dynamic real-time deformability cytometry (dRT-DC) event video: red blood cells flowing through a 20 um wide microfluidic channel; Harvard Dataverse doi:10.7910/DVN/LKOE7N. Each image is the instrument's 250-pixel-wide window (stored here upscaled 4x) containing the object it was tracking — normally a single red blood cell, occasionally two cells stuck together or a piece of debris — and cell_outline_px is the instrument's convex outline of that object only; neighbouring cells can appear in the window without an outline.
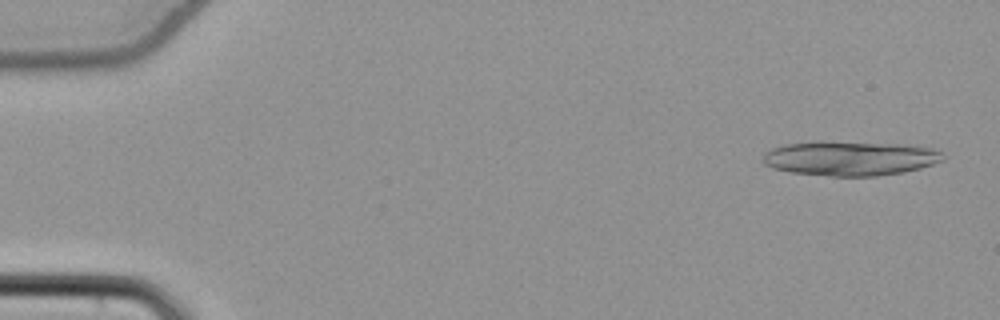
{"species": "common noctule bat (a hibernating species)", "species_latin": "Nyctalus noctula", "temperature_condition": "cold", "stored_images_in_passage": 19, "camera_frame_rate_fps": 3000, "um_per_image_px": 0.085, "animal": {"sex": "female", "body_mass_g": 22.7, "forearm_length_mm": 54.2}, "frame": {"image": 1, "passage_image": 2, "time_ms": 0.333, "image_size_px": [1000, 320], "cell_outline_px": [[944, 160], [920, 168], [904, 172], [876, 176], [832, 176], [792, 172], [772, 168], [764, 164], [764, 152], [772, 148], [784, 144], [820, 140], [824, 140], [896, 144], [932, 148], [940, 152], [944, 156]], "centroid_in_image_um": [72.22, 13.44], "position_along_channel_um": 12.8, "area_um2": 36.41}}